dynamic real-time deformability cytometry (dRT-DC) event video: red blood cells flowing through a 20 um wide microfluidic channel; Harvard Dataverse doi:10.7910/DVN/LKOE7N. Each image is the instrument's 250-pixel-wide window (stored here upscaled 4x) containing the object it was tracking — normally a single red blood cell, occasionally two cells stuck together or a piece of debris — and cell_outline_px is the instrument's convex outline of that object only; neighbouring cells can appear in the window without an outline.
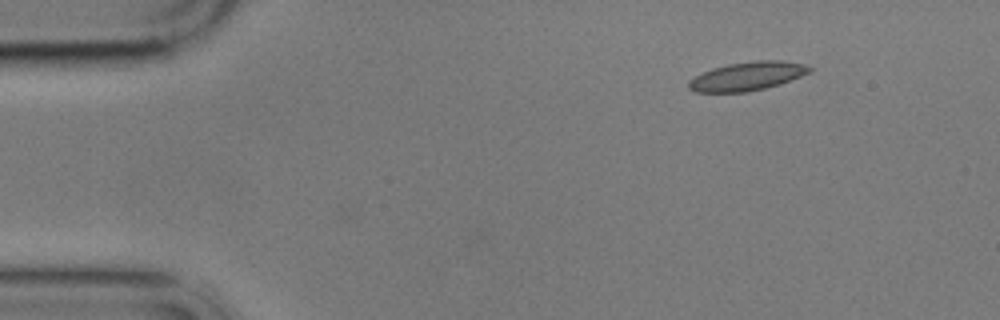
{"species": "common noctule bat (a hibernating species)", "species_latin": "Nyctalus noctula", "temperature_condition": "cold", "stored_images_in_passage": 5, "segment_of_instrument_passage": [2, 2], "camera_frame_rate_fps": 3000, "um_per_image_px": 0.085, "animal": {"sex": "male", "body_mass_g": 17.9}, "frame": {"image": 1, "passage_image": 5, "time_ms": 5.667, "image_size_px": [1000, 320], "cell_outline_px": [[812, 68], [808, 72], [800, 76], [780, 84], [748, 92], [696, 92], [688, 88], [688, 80], [712, 68], [728, 64], [756, 60], [780, 60], [804, 64]], "centroid_in_image_um": [63.49, 6.48], "position_along_channel_um": 21.5, "area_um2": 20.0}}